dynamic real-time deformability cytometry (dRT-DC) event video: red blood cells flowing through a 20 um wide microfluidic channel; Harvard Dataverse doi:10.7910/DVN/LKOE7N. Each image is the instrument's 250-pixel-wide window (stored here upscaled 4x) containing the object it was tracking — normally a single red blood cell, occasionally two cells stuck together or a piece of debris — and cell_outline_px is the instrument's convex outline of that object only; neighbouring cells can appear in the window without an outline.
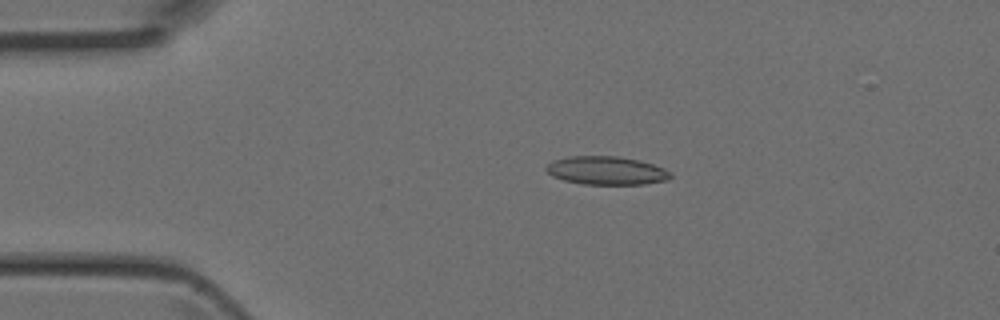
{"species": "Egyptian fruit bat (a non-hibernating species)", "species_latin": "Rousettus aegyptiacus", "temperature_condition": "room temperature", "stored_images_in_passage": 2, "camera_frame_rate_fps": 3000, "um_per_image_px": 0.085, "animal": {"sex": "female"}, "frame": {"image": 1, "passage_image": 2, "time_ms": 0.333, "image_size_px": [1000, 320], "cell_outline_px": [[672, 176], [668, 180], [644, 184], [580, 184], [564, 180], [552, 176], [544, 168], [552, 160], [568, 156], [620, 156], [640, 160], [664, 168]], "centroid_in_image_um": [51.52, 14.49], "position_along_channel_um": 33.5, "area_um2": 20.63}}